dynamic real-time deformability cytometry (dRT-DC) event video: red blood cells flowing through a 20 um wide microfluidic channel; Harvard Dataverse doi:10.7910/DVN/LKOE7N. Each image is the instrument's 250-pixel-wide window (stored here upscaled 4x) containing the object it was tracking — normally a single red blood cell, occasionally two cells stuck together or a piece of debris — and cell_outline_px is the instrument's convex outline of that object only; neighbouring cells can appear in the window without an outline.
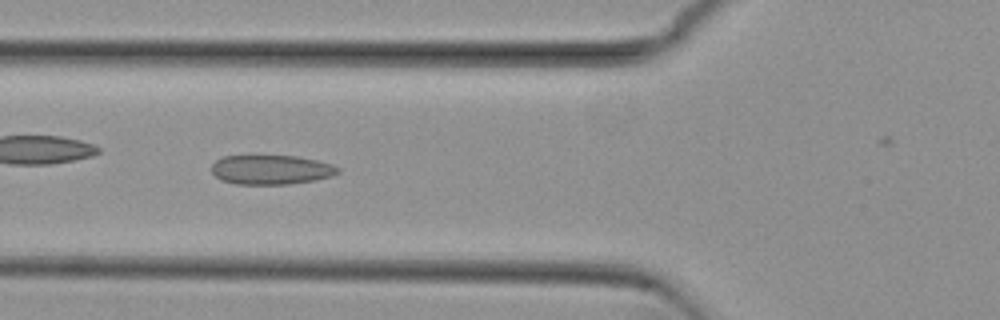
{"species": "common noctule bat (a hibernating species)", "species_latin": "Nyctalus noctula", "temperature_condition": "cold", "stored_images_in_passage": 9, "camera_frame_rate_fps": 3000, "um_per_image_px": 0.085, "animal": {"sex": "female", "body_mass_g": 29.2, "forearm_length_mm": 56.3}, "frame": {"image": 1, "passage_image": 7, "time_ms": 2.0, "image_size_px": [1000, 320], "cell_outline_px": [[340, 172], [332, 176], [316, 180], [288, 184], [236, 184], [220, 180], [212, 172], [212, 164], [216, 160], [224, 156], [296, 156], [316, 160], [332, 164], [340, 168]], "centroid_in_image_um": [23.06, 14.43], "position_along_channel_um": 102.7, "area_um2": 21.68}}